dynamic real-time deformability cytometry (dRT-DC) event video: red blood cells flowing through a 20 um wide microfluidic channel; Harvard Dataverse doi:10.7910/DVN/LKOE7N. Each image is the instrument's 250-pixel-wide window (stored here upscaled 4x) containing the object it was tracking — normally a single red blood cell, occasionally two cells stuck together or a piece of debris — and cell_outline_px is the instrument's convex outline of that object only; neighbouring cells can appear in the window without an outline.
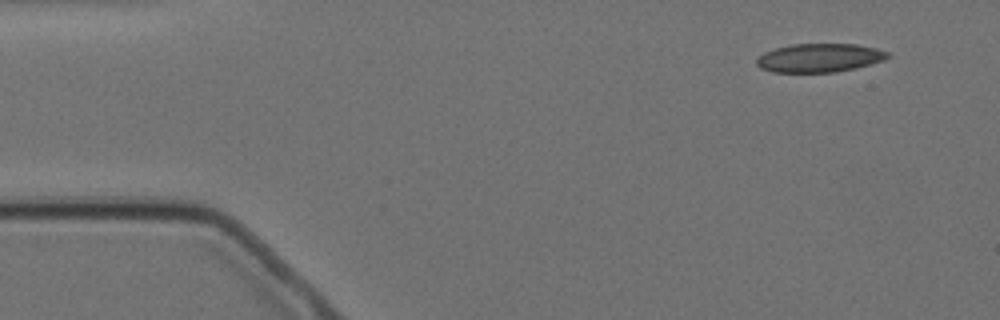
{"species": "Egyptian fruit bat (a non-hibernating species)", "species_latin": "Rousettus aegyptiacus", "temperature_condition": "cold", "stored_images_in_passage": 6, "segment_of_instrument_passage": [2, 2], "camera_frame_rate_fps": 3000, "um_per_image_px": 0.085, "animal": {"sex": "female"}, "frame": {"image": 1, "passage_image": 6, "time_ms": 6.0, "image_size_px": [1000, 320], "cell_outline_px": [[892, 56], [884, 60], [856, 68], [836, 72], [772, 72], [760, 68], [756, 64], [756, 60], [764, 52], [776, 48], [792, 44], [856, 44], [876, 48], [888, 52]], "centroid_in_image_um": [69.67, 4.92], "position_along_channel_um": 15.3, "area_um2": 21.91}}